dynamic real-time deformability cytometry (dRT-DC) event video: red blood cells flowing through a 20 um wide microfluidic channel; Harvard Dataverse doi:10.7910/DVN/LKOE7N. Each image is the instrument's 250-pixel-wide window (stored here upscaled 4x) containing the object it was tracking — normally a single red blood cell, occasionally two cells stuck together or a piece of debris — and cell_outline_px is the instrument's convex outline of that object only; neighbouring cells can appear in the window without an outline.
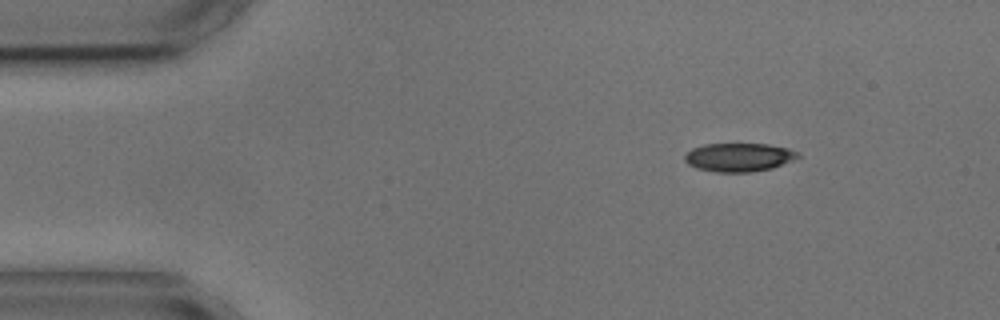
{"species": "common noctule bat (a hibernating species)", "species_latin": "Nyctalus noctula", "temperature_condition": "cold", "stored_images_in_passage": 3, "camera_frame_rate_fps": 3000, "um_per_image_px": 0.085, "animal": {"sex": "male", "body_mass_g": 17.9, "forearm_length_mm": 54.2}, "frame": {"image": 1, "passage_image": 1, "time_ms": 0.0, "image_size_px": [1000, 320], "cell_outline_px": [[800, 156], [792, 160], [772, 168], [752, 172], [716, 172], [696, 168], [688, 164], [684, 160], [684, 156], [692, 148], [704, 144], [768, 144], [788, 148], [800, 152]], "centroid_in_image_um": [62.8, 13.36], "position_along_channel_um": 22.2, "area_um2": 18.84}}